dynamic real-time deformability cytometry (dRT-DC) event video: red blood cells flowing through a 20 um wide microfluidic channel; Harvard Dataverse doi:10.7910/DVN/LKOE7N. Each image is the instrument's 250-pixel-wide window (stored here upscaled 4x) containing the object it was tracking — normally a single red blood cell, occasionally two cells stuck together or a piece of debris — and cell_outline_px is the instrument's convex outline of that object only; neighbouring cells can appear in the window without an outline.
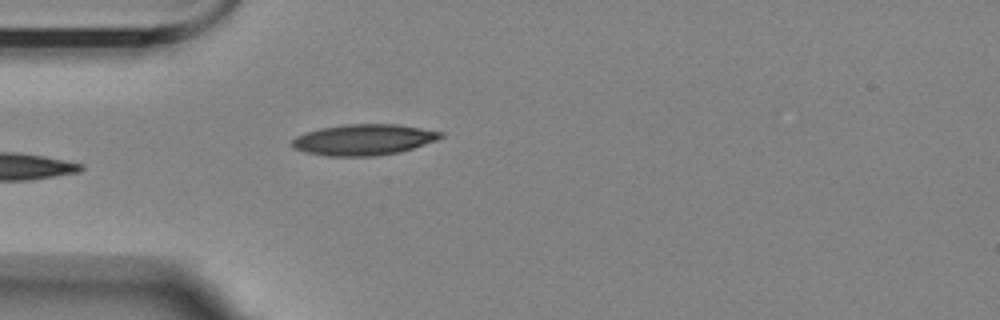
{"species": "Egyptian fruit bat (a non-hibernating species)", "species_latin": "Rousettus aegyptiacus", "temperature_condition": "room temperature", "stored_images_in_passage": 6, "camera_frame_rate_fps": 3000, "um_per_image_px": 0.085, "animal": {"sex": "female"}, "frame": {"image": 1, "passage_image": 6, "time_ms": 5.667, "image_size_px": [1000, 320], "cell_outline_px": [[444, 136], [436, 140], [400, 152], [376, 156], [328, 156], [304, 152], [292, 148], [292, 140], [296, 136], [304, 132], [320, 128], [344, 124], [396, 124], [444, 132]], "centroid_in_image_um": [30.88, 11.87], "position_along_channel_um": 54.1, "area_um2": 26.88}}